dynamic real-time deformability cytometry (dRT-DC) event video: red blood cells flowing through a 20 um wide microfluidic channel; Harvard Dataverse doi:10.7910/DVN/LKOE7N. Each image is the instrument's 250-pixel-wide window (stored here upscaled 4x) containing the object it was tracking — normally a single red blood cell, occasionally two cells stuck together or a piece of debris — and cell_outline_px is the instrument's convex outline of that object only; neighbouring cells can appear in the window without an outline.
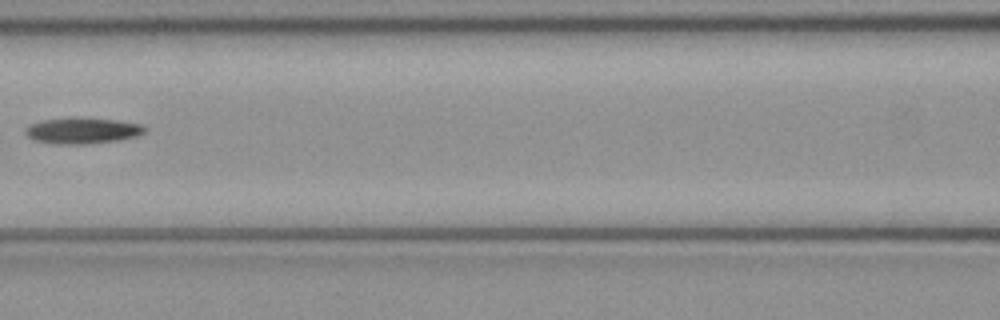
{"species": "common noctule bat (a hibernating species)", "species_latin": "Nyctalus noctula", "temperature_condition": "cold", "stored_images_in_passage": 6, "camera_frame_rate_fps": 3000, "um_per_image_px": 0.085, "animal": {"sex": "female", "body_mass_g": 21.9}, "frame": {"image": 1, "passage_image": 6, "time_ms": 1.667, "image_size_px": [1000, 320], "cell_outline_px": [[148, 128], [144, 132], [136, 136], [120, 140], [84, 144], [56, 144], [32, 140], [24, 132], [24, 128], [32, 124], [44, 120], [116, 120], [144, 124]], "centroid_in_image_um": [7.04, 11.15], "position_along_channel_um": 159.6, "area_um2": 17.4}}